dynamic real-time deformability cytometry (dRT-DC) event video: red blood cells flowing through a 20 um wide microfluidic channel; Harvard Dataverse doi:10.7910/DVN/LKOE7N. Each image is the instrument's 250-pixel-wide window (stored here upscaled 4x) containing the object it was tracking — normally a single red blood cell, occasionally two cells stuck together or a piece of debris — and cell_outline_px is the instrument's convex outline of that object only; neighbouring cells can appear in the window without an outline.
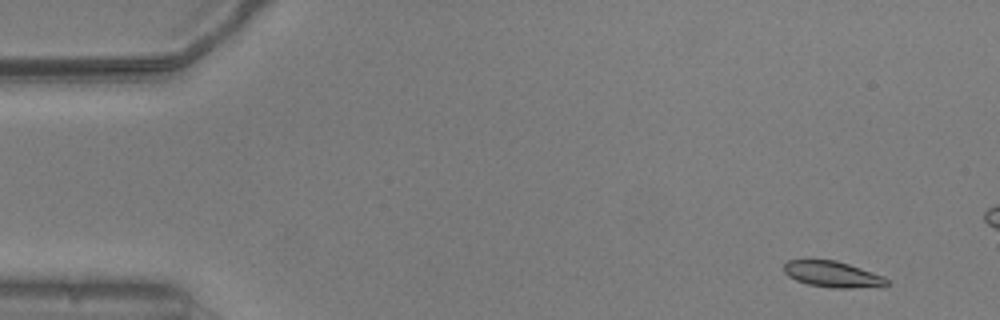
{"species": "common noctule bat (a hibernating species)", "species_latin": "Nyctalus noctula", "temperature_condition": "warm", "stored_images_in_passage": 16, "camera_frame_rate_fps": 3000, "um_per_image_px": 0.085, "animal": {"sex": "male", "body_mass_g": 20.5, "forearm_length_mm": 52.5}, "frame": {"image": 1, "passage_image": 3, "time_ms": 0.667, "image_size_px": [1000, 320], "cell_outline_px": [[888, 284], [884, 288], [832, 288], [808, 284], [796, 280], [788, 276], [784, 272], [784, 264], [788, 260], [836, 260], [884, 276], [888, 280]], "centroid_in_image_um": [70.82, 23.34], "position_along_channel_um": 14.2, "area_um2": 15.78}}